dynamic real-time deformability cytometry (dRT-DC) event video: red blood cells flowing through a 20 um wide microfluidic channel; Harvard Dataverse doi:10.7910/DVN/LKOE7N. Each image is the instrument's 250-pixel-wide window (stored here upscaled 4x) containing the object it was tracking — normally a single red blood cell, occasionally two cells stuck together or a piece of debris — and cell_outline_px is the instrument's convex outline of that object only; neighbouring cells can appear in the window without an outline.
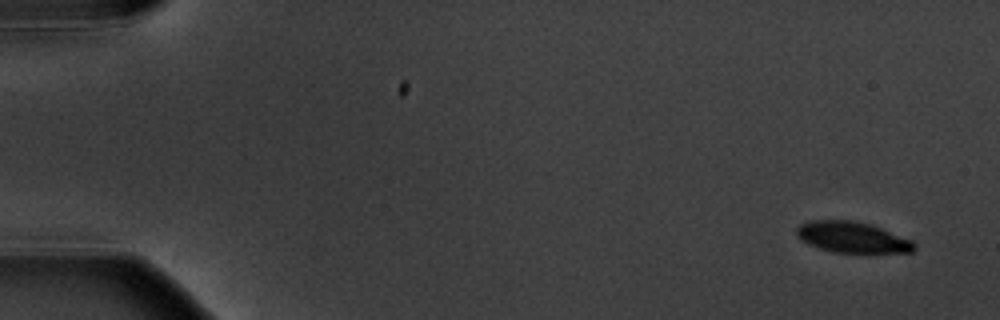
{"species": "common noctule bat (a hibernating species)", "species_latin": "Nyctalus noctula", "temperature_condition": "warm", "stored_images_in_passage": 8, "camera_frame_rate_fps": 3000, "um_per_image_px": 0.085, "animal": {"sex": "male", "body_mass_g": 20.1, "forearm_length_mm": 53.5}, "frame": {"image": 1, "passage_image": 1, "time_ms": 0.0, "image_size_px": [1000, 320], "cell_outline_px": [[916, 248], [912, 252], [832, 252], [808, 244], [800, 240], [796, 232], [796, 228], [800, 224], [812, 220], [852, 220], [872, 224], [912, 240], [916, 244]], "centroid_in_image_um": [72.44, 20.16], "position_along_channel_um": 12.6, "area_um2": 21.21}}
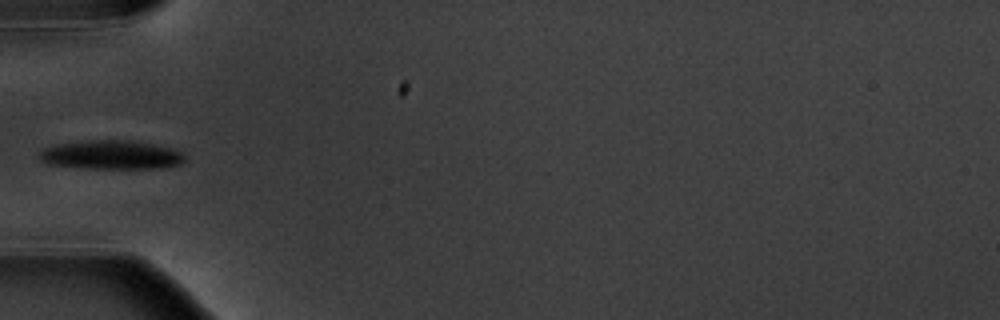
{"frame": {"image": 2, "passage_image": 5, "time_ms": 5.667, "image_size_px": [1000, 320], "cell_outline_px": [[184, 160], [180, 164], [168, 168], [80, 168], [48, 164], [40, 160], [36, 156], [44, 148], [60, 144], [88, 140], [128, 140], [152, 144], [168, 148], [180, 152], [184, 156]], "centroid_in_image_um": [9.41, 13.17], "position_along_channel_um": 75.6, "area_um2": 24.39}}
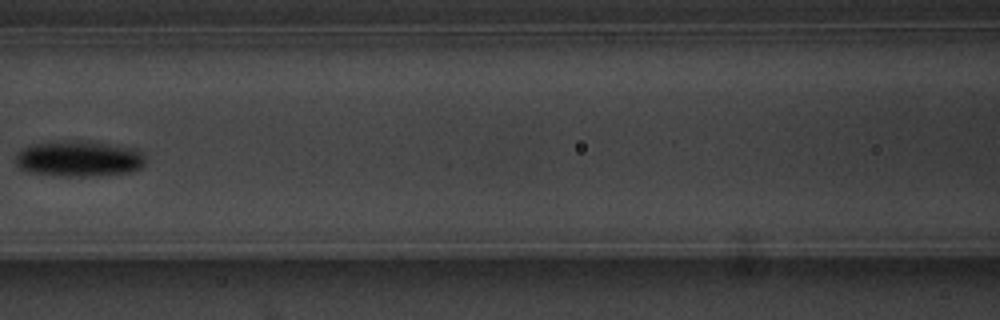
{"frame": {"image": 3, "passage_image": 7, "time_ms": 8.0, "image_size_px": [1000, 320], "cell_outline_px": [[144, 164], [140, 168], [132, 172], [88, 176], [60, 176], [32, 172], [20, 168], [16, 164], [16, 152], [24, 148], [36, 144], [76, 140], [108, 144], [136, 148], [144, 156]], "centroid_in_image_um": [6.73, 13.5], "position_along_channel_um": 159.9, "area_um2": 26.76}}